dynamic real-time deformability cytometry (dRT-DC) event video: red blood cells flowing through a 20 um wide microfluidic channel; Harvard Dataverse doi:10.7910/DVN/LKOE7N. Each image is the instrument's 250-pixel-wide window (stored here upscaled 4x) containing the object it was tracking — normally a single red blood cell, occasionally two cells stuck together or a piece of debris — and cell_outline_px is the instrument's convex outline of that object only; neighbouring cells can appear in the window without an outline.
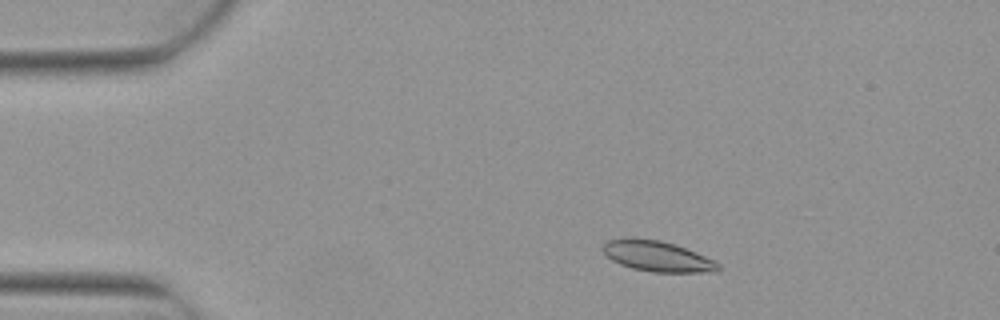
{"species": "Egyptian fruit bat (a non-hibernating species)", "species_latin": "Rousettus aegyptiacus", "temperature_condition": "warm", "stored_images_in_passage": 5, "camera_frame_rate_fps": 3000, "um_per_image_px": 0.085, "animal": {"sex": "female"}, "frame": {"image": 1, "passage_image": 2, "time_ms": 0.333, "image_size_px": [1000, 320], "cell_outline_px": [[720, 268], [716, 272], [652, 272], [632, 268], [620, 264], [612, 260], [600, 248], [608, 240], [624, 236], [660, 240], [696, 252], [720, 264]], "centroid_in_image_um": [55.82, 21.76], "position_along_channel_um": 29.2, "area_um2": 20.58}}
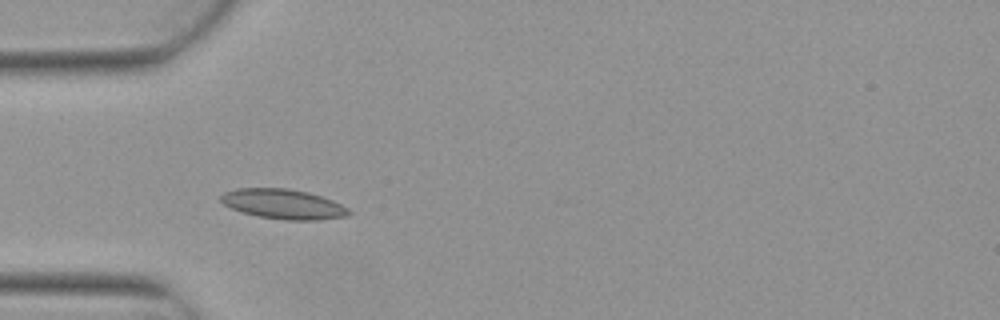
{"frame": {"image": 2, "passage_image": 4, "time_ms": 1.0, "image_size_px": [1000, 320], "cell_outline_px": [[352, 212], [348, 216], [320, 220], [284, 220], [256, 216], [240, 212], [224, 204], [220, 200], [220, 196], [224, 192], [236, 188], [288, 188], [308, 192], [332, 200], [348, 208]], "centroid_in_image_um": [24.07, 17.35], "position_along_channel_um": 60.9, "area_um2": 22.43}}
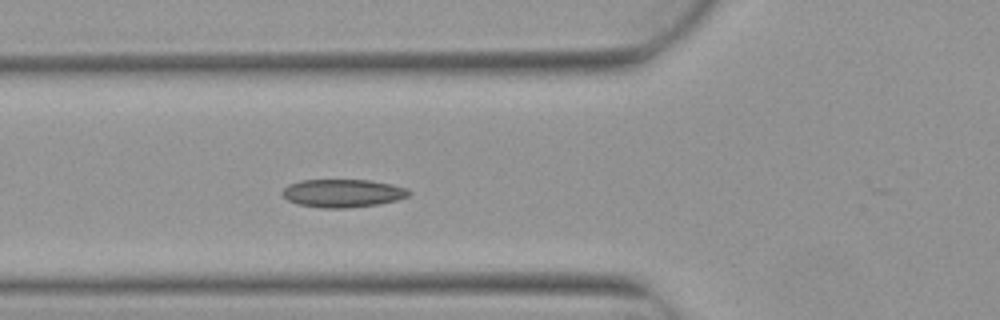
{"frame": {"image": 3, "passage_image": 5, "time_ms": 1.333, "image_size_px": [1000, 320], "cell_outline_px": [[412, 192], [408, 196], [396, 200], [380, 204], [344, 208], [324, 208], [296, 204], [288, 200], [280, 192], [288, 184], [300, 180], [368, 180], [392, 184], [408, 188]], "centroid_in_image_um": [29.13, 16.42], "position_along_channel_um": 96.7, "area_um2": 20.81}}